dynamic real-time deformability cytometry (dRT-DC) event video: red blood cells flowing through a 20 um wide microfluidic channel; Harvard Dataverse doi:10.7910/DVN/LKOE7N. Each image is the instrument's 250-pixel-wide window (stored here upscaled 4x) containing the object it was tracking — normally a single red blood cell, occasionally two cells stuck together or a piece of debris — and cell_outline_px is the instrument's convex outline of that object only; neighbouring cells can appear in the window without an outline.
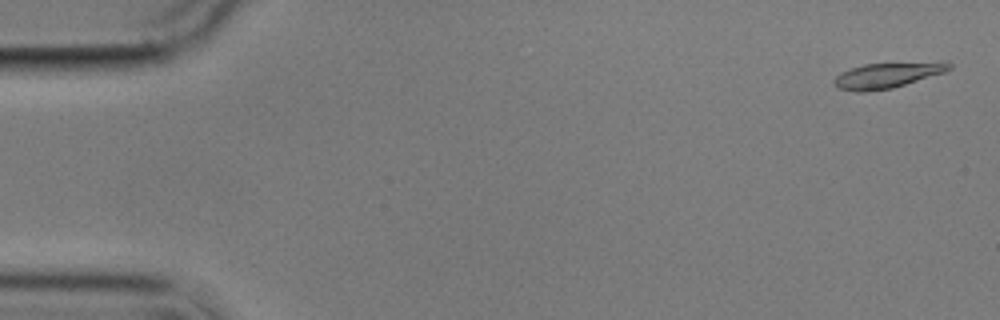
{"species": "common noctule bat (a hibernating species)", "species_latin": "Nyctalus noctula", "temperature_condition": "cold", "stored_images_in_passage": 5, "camera_frame_rate_fps": 3000, "um_per_image_px": 0.085, "animal": {"sex": "male", "body_mass_g": 17.9}, "frame": {"image": 1, "passage_image": 1, "time_ms": 0.0, "image_size_px": [1000, 320], "cell_outline_px": [[952, 68], [944, 72], [892, 88], [868, 92], [856, 92], [840, 88], [832, 84], [832, 80], [840, 72], [864, 64], [944, 60], [948, 60], [952, 64]], "centroid_in_image_um": [75.47, 6.37], "position_along_channel_um": 9.5, "area_um2": 17.51}}
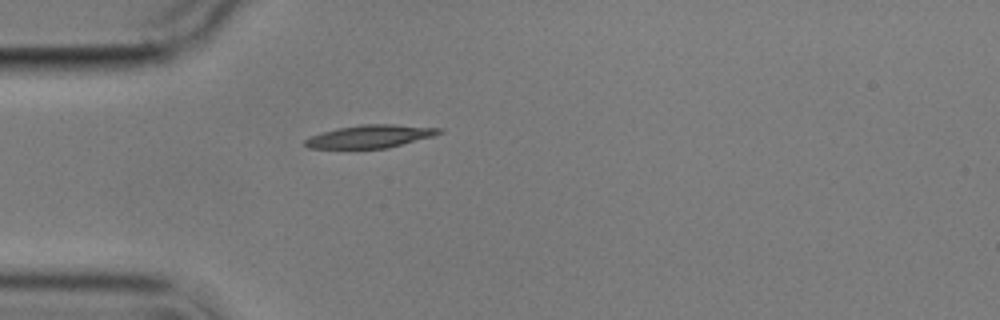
{"frame": {"image": 2, "passage_image": 5, "time_ms": 4.667, "image_size_px": [1000, 320], "cell_outline_px": [[444, 132], [432, 136], [388, 148], [308, 148], [304, 144], [304, 140], [312, 136], [324, 132], [340, 128], [360, 124], [392, 124], [444, 128]], "centroid_in_image_um": [31.52, 11.59], "position_along_channel_um": 53.5, "area_um2": 17.69}}